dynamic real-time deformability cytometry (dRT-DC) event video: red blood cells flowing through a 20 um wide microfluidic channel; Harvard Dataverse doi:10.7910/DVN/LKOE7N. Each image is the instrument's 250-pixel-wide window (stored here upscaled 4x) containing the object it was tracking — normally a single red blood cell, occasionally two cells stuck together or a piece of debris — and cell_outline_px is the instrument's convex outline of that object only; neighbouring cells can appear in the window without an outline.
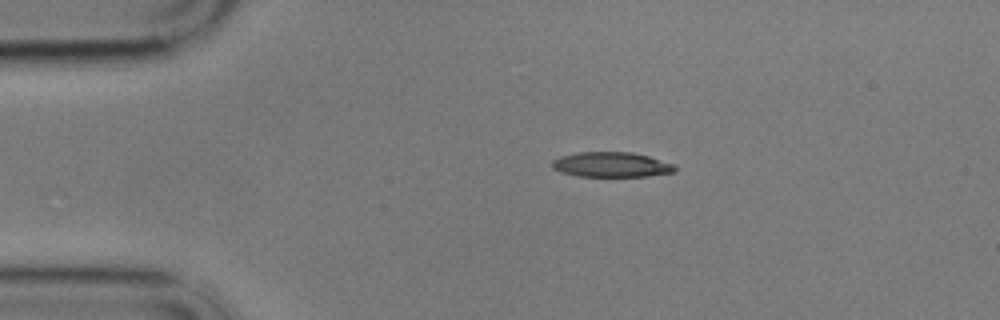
{"species": "common noctule bat (a hibernating species)", "species_latin": "Nyctalus noctula", "temperature_condition": "cold", "stored_images_in_passage": 48, "camera_frame_rate_fps": 3000, "um_per_image_px": 0.085, "animal": {"sex": "male", "body_mass_g": 17.9}, "frame": {"image": 1, "passage_image": 1, "time_ms": 0.0, "image_size_px": [1000, 320], "cell_outline_px": [[676, 172], [648, 176], [580, 176], [560, 172], [552, 168], [552, 160], [560, 156], [576, 152], [632, 152], [648, 156], [676, 164]], "centroid_in_image_um": [51.98, 13.99], "position_along_channel_um": 33.0, "area_um2": 18.03}}
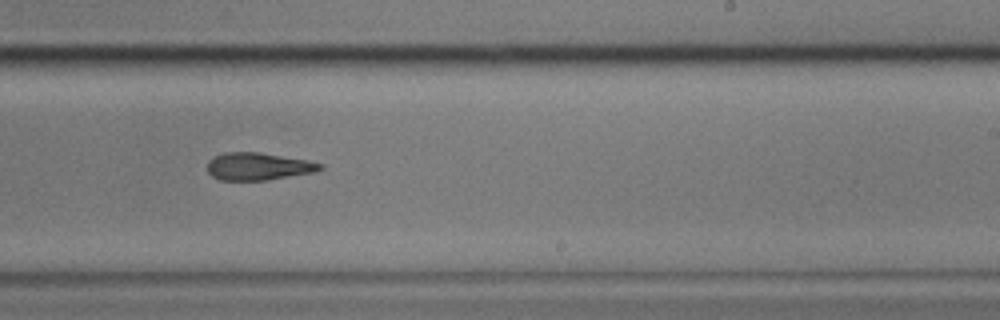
{"frame": {"image": 2, "passage_image": 25, "time_ms": 8.0, "image_size_px": [1000, 320], "cell_outline_px": [[324, 168], [316, 172], [268, 180], [220, 180], [212, 176], [208, 172], [208, 160], [212, 156], [224, 152], [260, 152], [308, 160], [324, 164]], "centroid_in_image_um": [21.97, 14.14], "position_along_channel_um": 267.0, "area_um2": 18.32}}
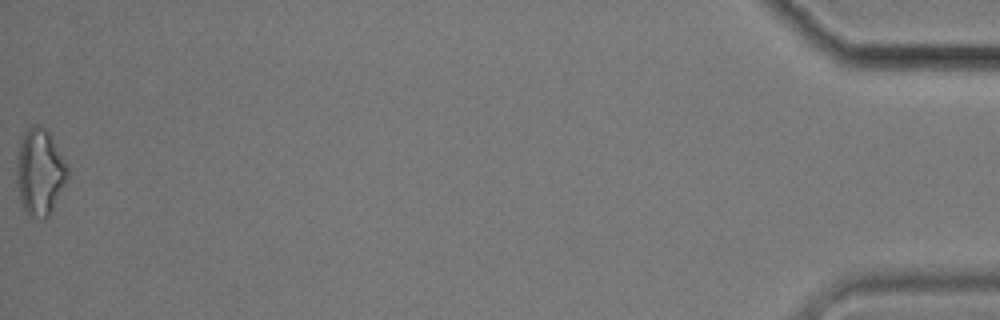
{"frame": {"image": 3, "passage_image": 48, "time_ms": 15.667, "image_size_px": [1000, 320], "cell_outline_px": [[68, 176], [48, 216], [44, 220], [28, 216], [20, 200], [16, 184], [16, 152], [20, 140], [24, 132], [32, 124], [40, 124], [48, 132], [64, 160], [68, 168]], "centroid_in_image_um": [3.33, 14.61], "position_along_channel_um": 431.9, "area_um2": 25.66}, "authors_computed_cell_mechanics": {"area_um2": 18.9295, "velocity_mm_per_s": 3.4307, "shape_relaxation_time_tau1_ms": null, "shape_relaxation_time_tau2_ms": 6.6433, "deformation_change_tau1": null, "deformation_change_tau2": 0.1919}}